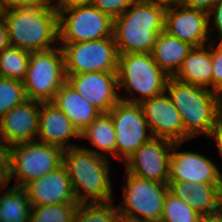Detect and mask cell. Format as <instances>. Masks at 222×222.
Listing matches in <instances>:
<instances>
[{
	"label": "cell",
	"mask_w": 222,
	"mask_h": 222,
	"mask_svg": "<svg viewBox=\"0 0 222 222\" xmlns=\"http://www.w3.org/2000/svg\"><path fill=\"white\" fill-rule=\"evenodd\" d=\"M125 173L127 178L122 187L124 200L118 204V212L144 222H160L165 197L170 191L169 184Z\"/></svg>",
	"instance_id": "9c48e42d"
},
{
	"label": "cell",
	"mask_w": 222,
	"mask_h": 222,
	"mask_svg": "<svg viewBox=\"0 0 222 222\" xmlns=\"http://www.w3.org/2000/svg\"><path fill=\"white\" fill-rule=\"evenodd\" d=\"M136 0H94L92 3L112 19L121 16Z\"/></svg>",
	"instance_id": "4dcf8cb0"
},
{
	"label": "cell",
	"mask_w": 222,
	"mask_h": 222,
	"mask_svg": "<svg viewBox=\"0 0 222 222\" xmlns=\"http://www.w3.org/2000/svg\"><path fill=\"white\" fill-rule=\"evenodd\" d=\"M31 52L9 46L0 52V77L23 82Z\"/></svg>",
	"instance_id": "484cf974"
},
{
	"label": "cell",
	"mask_w": 222,
	"mask_h": 222,
	"mask_svg": "<svg viewBox=\"0 0 222 222\" xmlns=\"http://www.w3.org/2000/svg\"><path fill=\"white\" fill-rule=\"evenodd\" d=\"M61 45L66 74L117 72L119 54L113 37Z\"/></svg>",
	"instance_id": "30bf717a"
},
{
	"label": "cell",
	"mask_w": 222,
	"mask_h": 222,
	"mask_svg": "<svg viewBox=\"0 0 222 222\" xmlns=\"http://www.w3.org/2000/svg\"><path fill=\"white\" fill-rule=\"evenodd\" d=\"M182 144H173L168 181L222 183V172L212 160L199 153L177 151Z\"/></svg>",
	"instance_id": "2e32d148"
},
{
	"label": "cell",
	"mask_w": 222,
	"mask_h": 222,
	"mask_svg": "<svg viewBox=\"0 0 222 222\" xmlns=\"http://www.w3.org/2000/svg\"><path fill=\"white\" fill-rule=\"evenodd\" d=\"M217 0H179V5L209 13Z\"/></svg>",
	"instance_id": "d590c367"
},
{
	"label": "cell",
	"mask_w": 222,
	"mask_h": 222,
	"mask_svg": "<svg viewBox=\"0 0 222 222\" xmlns=\"http://www.w3.org/2000/svg\"><path fill=\"white\" fill-rule=\"evenodd\" d=\"M113 201L79 203L72 222H112L118 212Z\"/></svg>",
	"instance_id": "4316f807"
},
{
	"label": "cell",
	"mask_w": 222,
	"mask_h": 222,
	"mask_svg": "<svg viewBox=\"0 0 222 222\" xmlns=\"http://www.w3.org/2000/svg\"><path fill=\"white\" fill-rule=\"evenodd\" d=\"M112 222H144V221H140L134 217H130V216L121 214L120 212H117Z\"/></svg>",
	"instance_id": "b9f144b4"
},
{
	"label": "cell",
	"mask_w": 222,
	"mask_h": 222,
	"mask_svg": "<svg viewBox=\"0 0 222 222\" xmlns=\"http://www.w3.org/2000/svg\"><path fill=\"white\" fill-rule=\"evenodd\" d=\"M213 19L215 28L217 29L218 39L222 40V0H217L212 10L208 13V23Z\"/></svg>",
	"instance_id": "e575fe53"
},
{
	"label": "cell",
	"mask_w": 222,
	"mask_h": 222,
	"mask_svg": "<svg viewBox=\"0 0 222 222\" xmlns=\"http://www.w3.org/2000/svg\"><path fill=\"white\" fill-rule=\"evenodd\" d=\"M10 46L7 26L4 20L0 21V52Z\"/></svg>",
	"instance_id": "f35d334b"
},
{
	"label": "cell",
	"mask_w": 222,
	"mask_h": 222,
	"mask_svg": "<svg viewBox=\"0 0 222 222\" xmlns=\"http://www.w3.org/2000/svg\"><path fill=\"white\" fill-rule=\"evenodd\" d=\"M78 204L32 206L30 222H72Z\"/></svg>",
	"instance_id": "f1b7e54d"
},
{
	"label": "cell",
	"mask_w": 222,
	"mask_h": 222,
	"mask_svg": "<svg viewBox=\"0 0 222 222\" xmlns=\"http://www.w3.org/2000/svg\"><path fill=\"white\" fill-rule=\"evenodd\" d=\"M166 92L181 114L184 132L190 138L209 136L218 125L216 92L169 77Z\"/></svg>",
	"instance_id": "277c9868"
},
{
	"label": "cell",
	"mask_w": 222,
	"mask_h": 222,
	"mask_svg": "<svg viewBox=\"0 0 222 222\" xmlns=\"http://www.w3.org/2000/svg\"><path fill=\"white\" fill-rule=\"evenodd\" d=\"M208 138L215 141L219 154L222 156V125L218 124Z\"/></svg>",
	"instance_id": "74e56055"
},
{
	"label": "cell",
	"mask_w": 222,
	"mask_h": 222,
	"mask_svg": "<svg viewBox=\"0 0 222 222\" xmlns=\"http://www.w3.org/2000/svg\"><path fill=\"white\" fill-rule=\"evenodd\" d=\"M3 20L10 46L35 52L49 50L59 44L58 11L52 5L10 9L5 12Z\"/></svg>",
	"instance_id": "3957f363"
},
{
	"label": "cell",
	"mask_w": 222,
	"mask_h": 222,
	"mask_svg": "<svg viewBox=\"0 0 222 222\" xmlns=\"http://www.w3.org/2000/svg\"><path fill=\"white\" fill-rule=\"evenodd\" d=\"M200 214L170 191L164 201L160 222H199Z\"/></svg>",
	"instance_id": "83f0119b"
},
{
	"label": "cell",
	"mask_w": 222,
	"mask_h": 222,
	"mask_svg": "<svg viewBox=\"0 0 222 222\" xmlns=\"http://www.w3.org/2000/svg\"><path fill=\"white\" fill-rule=\"evenodd\" d=\"M219 222H222V209L219 211Z\"/></svg>",
	"instance_id": "f6af8a7d"
},
{
	"label": "cell",
	"mask_w": 222,
	"mask_h": 222,
	"mask_svg": "<svg viewBox=\"0 0 222 222\" xmlns=\"http://www.w3.org/2000/svg\"><path fill=\"white\" fill-rule=\"evenodd\" d=\"M63 149L38 140L11 145V179L14 187L28 183L56 170L63 164Z\"/></svg>",
	"instance_id": "52a82bcc"
},
{
	"label": "cell",
	"mask_w": 222,
	"mask_h": 222,
	"mask_svg": "<svg viewBox=\"0 0 222 222\" xmlns=\"http://www.w3.org/2000/svg\"><path fill=\"white\" fill-rule=\"evenodd\" d=\"M213 29L214 27L208 23L207 12L181 5L165 10L164 30L193 47L211 42L210 30Z\"/></svg>",
	"instance_id": "5bb4252c"
},
{
	"label": "cell",
	"mask_w": 222,
	"mask_h": 222,
	"mask_svg": "<svg viewBox=\"0 0 222 222\" xmlns=\"http://www.w3.org/2000/svg\"><path fill=\"white\" fill-rule=\"evenodd\" d=\"M117 77L119 89L130 94V97L119 95L120 100L138 104L164 93L169 79L154 61L152 53L119 54ZM135 92L141 97H134Z\"/></svg>",
	"instance_id": "5b68a950"
},
{
	"label": "cell",
	"mask_w": 222,
	"mask_h": 222,
	"mask_svg": "<svg viewBox=\"0 0 222 222\" xmlns=\"http://www.w3.org/2000/svg\"><path fill=\"white\" fill-rule=\"evenodd\" d=\"M57 11L60 43L113 37V19L93 4L75 5Z\"/></svg>",
	"instance_id": "ba28073f"
},
{
	"label": "cell",
	"mask_w": 222,
	"mask_h": 222,
	"mask_svg": "<svg viewBox=\"0 0 222 222\" xmlns=\"http://www.w3.org/2000/svg\"><path fill=\"white\" fill-rule=\"evenodd\" d=\"M11 182V145L0 139V189Z\"/></svg>",
	"instance_id": "1f68e13d"
},
{
	"label": "cell",
	"mask_w": 222,
	"mask_h": 222,
	"mask_svg": "<svg viewBox=\"0 0 222 222\" xmlns=\"http://www.w3.org/2000/svg\"><path fill=\"white\" fill-rule=\"evenodd\" d=\"M52 0V6L56 9H63L75 5L92 4L94 0Z\"/></svg>",
	"instance_id": "8d00e7d4"
},
{
	"label": "cell",
	"mask_w": 222,
	"mask_h": 222,
	"mask_svg": "<svg viewBox=\"0 0 222 222\" xmlns=\"http://www.w3.org/2000/svg\"><path fill=\"white\" fill-rule=\"evenodd\" d=\"M67 82L102 113H108L119 101L117 72L66 74Z\"/></svg>",
	"instance_id": "9a60e30c"
},
{
	"label": "cell",
	"mask_w": 222,
	"mask_h": 222,
	"mask_svg": "<svg viewBox=\"0 0 222 222\" xmlns=\"http://www.w3.org/2000/svg\"><path fill=\"white\" fill-rule=\"evenodd\" d=\"M26 99L23 82L0 77V119Z\"/></svg>",
	"instance_id": "f546056e"
},
{
	"label": "cell",
	"mask_w": 222,
	"mask_h": 222,
	"mask_svg": "<svg viewBox=\"0 0 222 222\" xmlns=\"http://www.w3.org/2000/svg\"><path fill=\"white\" fill-rule=\"evenodd\" d=\"M145 1L162 6L165 9L179 5V0H145Z\"/></svg>",
	"instance_id": "ab89813d"
},
{
	"label": "cell",
	"mask_w": 222,
	"mask_h": 222,
	"mask_svg": "<svg viewBox=\"0 0 222 222\" xmlns=\"http://www.w3.org/2000/svg\"><path fill=\"white\" fill-rule=\"evenodd\" d=\"M66 82L61 47L31 52L26 77L23 80L27 99L51 102L56 92Z\"/></svg>",
	"instance_id": "8992f818"
},
{
	"label": "cell",
	"mask_w": 222,
	"mask_h": 222,
	"mask_svg": "<svg viewBox=\"0 0 222 222\" xmlns=\"http://www.w3.org/2000/svg\"><path fill=\"white\" fill-rule=\"evenodd\" d=\"M199 222H219V212L200 215Z\"/></svg>",
	"instance_id": "7bdbcfd3"
},
{
	"label": "cell",
	"mask_w": 222,
	"mask_h": 222,
	"mask_svg": "<svg viewBox=\"0 0 222 222\" xmlns=\"http://www.w3.org/2000/svg\"><path fill=\"white\" fill-rule=\"evenodd\" d=\"M0 190V222H30L31 203L22 187Z\"/></svg>",
	"instance_id": "d4e9b609"
},
{
	"label": "cell",
	"mask_w": 222,
	"mask_h": 222,
	"mask_svg": "<svg viewBox=\"0 0 222 222\" xmlns=\"http://www.w3.org/2000/svg\"><path fill=\"white\" fill-rule=\"evenodd\" d=\"M110 163L109 159L80 146L63 151V165L78 203L108 202L113 199Z\"/></svg>",
	"instance_id": "7a4b0ae2"
},
{
	"label": "cell",
	"mask_w": 222,
	"mask_h": 222,
	"mask_svg": "<svg viewBox=\"0 0 222 222\" xmlns=\"http://www.w3.org/2000/svg\"><path fill=\"white\" fill-rule=\"evenodd\" d=\"M222 48V40L217 44Z\"/></svg>",
	"instance_id": "bcb514c9"
},
{
	"label": "cell",
	"mask_w": 222,
	"mask_h": 222,
	"mask_svg": "<svg viewBox=\"0 0 222 222\" xmlns=\"http://www.w3.org/2000/svg\"><path fill=\"white\" fill-rule=\"evenodd\" d=\"M37 138L40 142L58 146L65 150L78 146L69 143L68 140L80 138V133L68 117L52 102H40Z\"/></svg>",
	"instance_id": "d6986e66"
},
{
	"label": "cell",
	"mask_w": 222,
	"mask_h": 222,
	"mask_svg": "<svg viewBox=\"0 0 222 222\" xmlns=\"http://www.w3.org/2000/svg\"><path fill=\"white\" fill-rule=\"evenodd\" d=\"M5 10L42 8L52 5V0H1Z\"/></svg>",
	"instance_id": "836d02e7"
},
{
	"label": "cell",
	"mask_w": 222,
	"mask_h": 222,
	"mask_svg": "<svg viewBox=\"0 0 222 222\" xmlns=\"http://www.w3.org/2000/svg\"><path fill=\"white\" fill-rule=\"evenodd\" d=\"M51 102L68 117L79 133L102 113L68 82L59 88Z\"/></svg>",
	"instance_id": "44dd1931"
},
{
	"label": "cell",
	"mask_w": 222,
	"mask_h": 222,
	"mask_svg": "<svg viewBox=\"0 0 222 222\" xmlns=\"http://www.w3.org/2000/svg\"><path fill=\"white\" fill-rule=\"evenodd\" d=\"M173 144L170 140L152 137L126 159L125 171L142 179L168 183Z\"/></svg>",
	"instance_id": "7c38bea8"
},
{
	"label": "cell",
	"mask_w": 222,
	"mask_h": 222,
	"mask_svg": "<svg viewBox=\"0 0 222 222\" xmlns=\"http://www.w3.org/2000/svg\"><path fill=\"white\" fill-rule=\"evenodd\" d=\"M139 104L153 137L173 143H184L190 139L184 132L181 114L166 91Z\"/></svg>",
	"instance_id": "4fadbf2b"
},
{
	"label": "cell",
	"mask_w": 222,
	"mask_h": 222,
	"mask_svg": "<svg viewBox=\"0 0 222 222\" xmlns=\"http://www.w3.org/2000/svg\"><path fill=\"white\" fill-rule=\"evenodd\" d=\"M80 139H88L96 150L85 146L82 148L93 151L95 154L107 159H110V154L116 158V133L112 118L108 113H101L92 121L80 133ZM97 148L102 152H99Z\"/></svg>",
	"instance_id": "cb8c5ba5"
},
{
	"label": "cell",
	"mask_w": 222,
	"mask_h": 222,
	"mask_svg": "<svg viewBox=\"0 0 222 222\" xmlns=\"http://www.w3.org/2000/svg\"><path fill=\"white\" fill-rule=\"evenodd\" d=\"M212 72L211 44L209 42L206 45L192 47L174 78L180 82L211 90Z\"/></svg>",
	"instance_id": "7402d4cb"
},
{
	"label": "cell",
	"mask_w": 222,
	"mask_h": 222,
	"mask_svg": "<svg viewBox=\"0 0 222 222\" xmlns=\"http://www.w3.org/2000/svg\"><path fill=\"white\" fill-rule=\"evenodd\" d=\"M211 41V60H212V88L216 92L222 89V48L218 45L213 46Z\"/></svg>",
	"instance_id": "d6a6232c"
},
{
	"label": "cell",
	"mask_w": 222,
	"mask_h": 222,
	"mask_svg": "<svg viewBox=\"0 0 222 222\" xmlns=\"http://www.w3.org/2000/svg\"><path fill=\"white\" fill-rule=\"evenodd\" d=\"M165 8L136 0L113 19V38L118 54L152 53L157 35L164 30Z\"/></svg>",
	"instance_id": "6da1fadb"
},
{
	"label": "cell",
	"mask_w": 222,
	"mask_h": 222,
	"mask_svg": "<svg viewBox=\"0 0 222 222\" xmlns=\"http://www.w3.org/2000/svg\"><path fill=\"white\" fill-rule=\"evenodd\" d=\"M170 192L187 202L200 215L222 209V183L168 181Z\"/></svg>",
	"instance_id": "ffe728a7"
},
{
	"label": "cell",
	"mask_w": 222,
	"mask_h": 222,
	"mask_svg": "<svg viewBox=\"0 0 222 222\" xmlns=\"http://www.w3.org/2000/svg\"><path fill=\"white\" fill-rule=\"evenodd\" d=\"M39 117L40 102L24 100L0 119V139L9 145L36 140Z\"/></svg>",
	"instance_id": "e0dca14e"
},
{
	"label": "cell",
	"mask_w": 222,
	"mask_h": 222,
	"mask_svg": "<svg viewBox=\"0 0 222 222\" xmlns=\"http://www.w3.org/2000/svg\"><path fill=\"white\" fill-rule=\"evenodd\" d=\"M192 47L163 30L157 35L152 55L158 66L169 77H174Z\"/></svg>",
	"instance_id": "603a6c76"
},
{
	"label": "cell",
	"mask_w": 222,
	"mask_h": 222,
	"mask_svg": "<svg viewBox=\"0 0 222 222\" xmlns=\"http://www.w3.org/2000/svg\"><path fill=\"white\" fill-rule=\"evenodd\" d=\"M24 189L27 192L31 206L60 203L79 204L63 164L56 170L28 183Z\"/></svg>",
	"instance_id": "ac0fdd59"
},
{
	"label": "cell",
	"mask_w": 222,
	"mask_h": 222,
	"mask_svg": "<svg viewBox=\"0 0 222 222\" xmlns=\"http://www.w3.org/2000/svg\"><path fill=\"white\" fill-rule=\"evenodd\" d=\"M218 124L222 125V89L216 91Z\"/></svg>",
	"instance_id": "60d3db41"
},
{
	"label": "cell",
	"mask_w": 222,
	"mask_h": 222,
	"mask_svg": "<svg viewBox=\"0 0 222 222\" xmlns=\"http://www.w3.org/2000/svg\"><path fill=\"white\" fill-rule=\"evenodd\" d=\"M116 133V158L123 163L153 136L141 105L119 101L109 112ZM147 132L149 134L147 135Z\"/></svg>",
	"instance_id": "8fae6325"
},
{
	"label": "cell",
	"mask_w": 222,
	"mask_h": 222,
	"mask_svg": "<svg viewBox=\"0 0 222 222\" xmlns=\"http://www.w3.org/2000/svg\"><path fill=\"white\" fill-rule=\"evenodd\" d=\"M5 8L3 6V3L2 1L0 0V21L3 20L4 16H5Z\"/></svg>",
	"instance_id": "ee69618b"
}]
</instances>
